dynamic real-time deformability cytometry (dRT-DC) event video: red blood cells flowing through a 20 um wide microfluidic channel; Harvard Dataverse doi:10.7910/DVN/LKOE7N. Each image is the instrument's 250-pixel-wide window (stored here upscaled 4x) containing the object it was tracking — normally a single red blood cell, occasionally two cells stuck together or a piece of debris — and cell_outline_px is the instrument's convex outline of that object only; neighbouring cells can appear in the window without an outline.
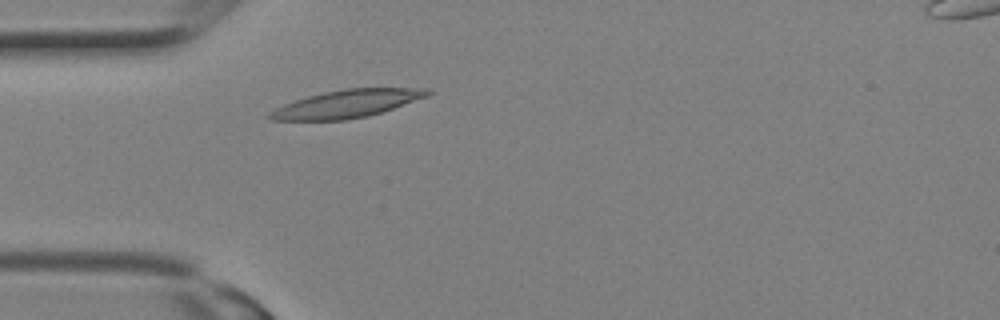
{"species": "Egyptian fruit bat (a non-hibernating species)", "species_latin": "Rousettus aegyptiacus", "temperature_condition": "room temperature", "stored_images_in_passage": 3, "camera_frame_rate_fps": 3000, "um_per_image_px": 0.085, "animal": {"sex": "female"}, "frame": {"image": 1, "passage_image": 2, "time_ms": 0.333, "image_size_px": [1000, 320], "cell_outline_px": [[432, 92], [428, 96], [368, 116], [344, 120], [268, 120], [264, 116], [268, 112], [284, 104], [308, 96], [324, 92], [344, 88], [432, 88]], "centroid_in_image_um": [29.45, 8.82], "position_along_channel_um": 55.6, "area_um2": 25.49}}